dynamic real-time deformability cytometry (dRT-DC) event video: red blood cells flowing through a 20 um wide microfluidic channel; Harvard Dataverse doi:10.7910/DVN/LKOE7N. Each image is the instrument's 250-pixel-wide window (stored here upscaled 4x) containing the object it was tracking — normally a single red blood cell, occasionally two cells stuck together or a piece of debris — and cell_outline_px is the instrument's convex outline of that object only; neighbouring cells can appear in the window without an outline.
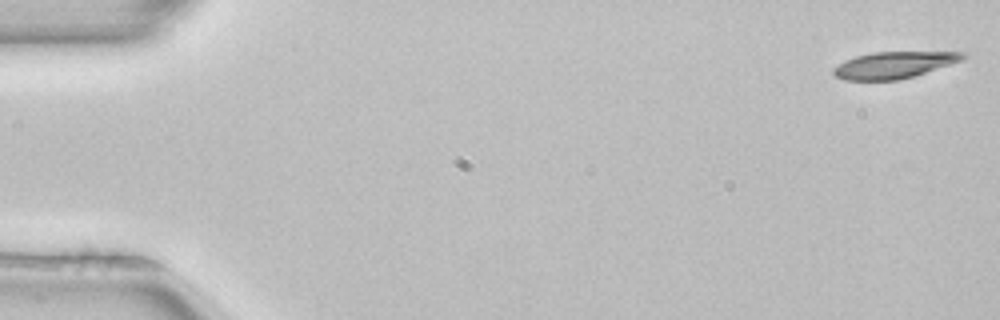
{"species": "common noctule bat (a hibernating species)", "species_latin": "Nyctalus noctula", "temperature_condition": "room temperature", "stored_images_in_passage": 15, "camera_frame_rate_fps": 3000, "um_per_image_px": 0.085, "animal": {"sex": "female", "body_mass_g": 22.7, "forearm_length_mm": 54.2}, "frame": {"image": 1, "passage_image": 1, "time_ms": 0.0, "image_size_px": [1000, 320], "cell_outline_px": [[968, 56], [964, 60], [900, 80], [844, 80], [836, 76], [832, 72], [832, 68], [844, 60], [856, 56], [872, 52], [968, 52]], "centroid_in_image_um": [75.99, 5.52], "position_along_channel_um": 9.0, "area_um2": 20.17}}
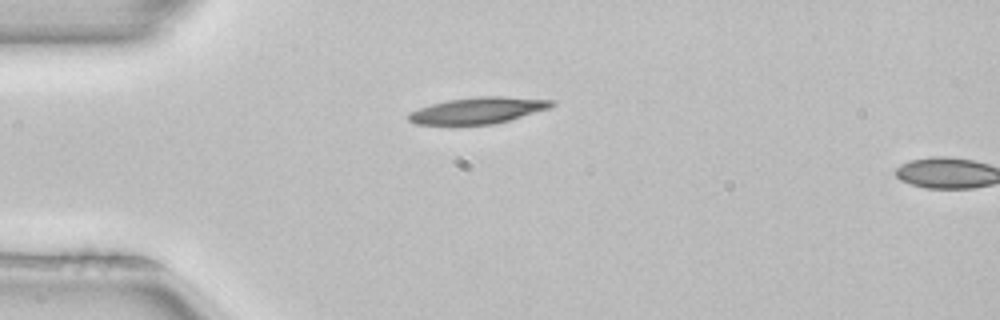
{"frame": {"image": 2, "passage_image": 13, "time_ms": 4.0, "image_size_px": [1000, 320], "cell_outline_px": [[556, 104], [552, 108], [508, 120], [492, 124], [452, 128], [416, 124], [408, 120], [408, 112], [432, 104], [448, 100], [476, 96], [504, 96], [556, 100]], "centroid_in_image_um": [40.59, 9.43], "position_along_channel_um": 44.4, "area_um2": 23.06}}